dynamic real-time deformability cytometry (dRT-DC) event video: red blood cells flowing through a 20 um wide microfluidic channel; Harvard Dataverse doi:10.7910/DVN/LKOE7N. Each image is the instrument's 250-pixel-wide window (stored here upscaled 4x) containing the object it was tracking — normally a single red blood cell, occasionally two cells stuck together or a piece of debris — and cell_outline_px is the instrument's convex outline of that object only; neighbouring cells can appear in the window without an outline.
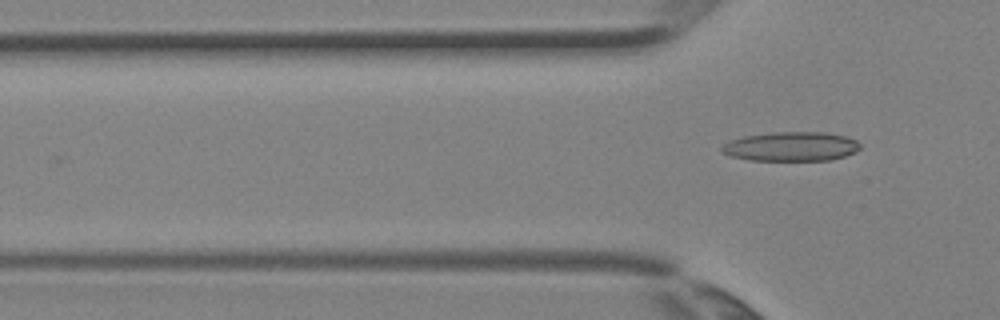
{"species": "Egyptian fruit bat (a non-hibernating species)", "species_latin": "Rousettus aegyptiacus", "temperature_condition": "room temperature", "stored_images_in_passage": 2, "camera_frame_rate_fps": 3000, "um_per_image_px": 0.085, "animal": {"sex": "female"}, "frame": {"image": 1, "passage_image": 2, "time_ms": 0.333, "image_size_px": [1000, 320], "cell_outline_px": [[860, 148], [856, 152], [844, 156], [828, 160], [748, 160], [732, 156], [724, 152], [720, 148], [724, 144], [732, 140], [744, 136], [772, 132], [824, 132], [844, 136], [856, 140], [860, 144]], "centroid_in_image_um": [67.27, 12.45], "position_along_channel_um": 58.5, "area_um2": 23.41}}